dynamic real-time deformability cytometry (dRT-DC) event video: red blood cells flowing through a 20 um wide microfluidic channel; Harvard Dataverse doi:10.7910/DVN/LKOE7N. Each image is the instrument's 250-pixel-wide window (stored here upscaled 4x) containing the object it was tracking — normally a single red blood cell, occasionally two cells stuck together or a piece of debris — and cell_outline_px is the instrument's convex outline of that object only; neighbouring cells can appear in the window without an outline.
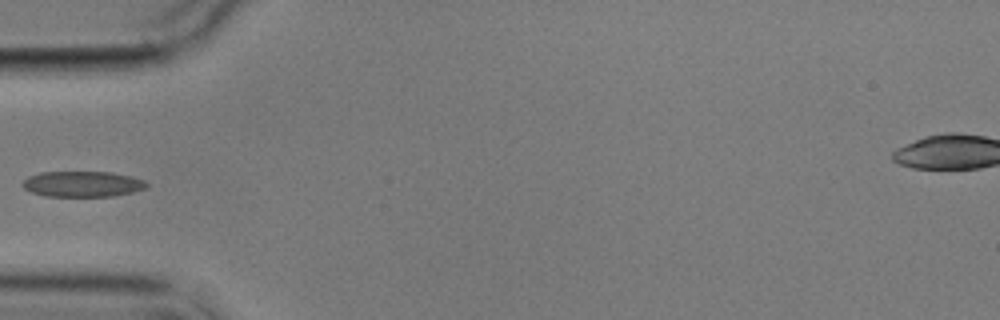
{"species": "common noctule bat (a hibernating species)", "species_latin": "Nyctalus noctula", "temperature_condition": "cold", "stored_images_in_passage": 5, "camera_frame_rate_fps": 3000, "um_per_image_px": 0.085, "animal": {"sex": "male", "body_mass_g": 17.9}, "frame": {"image": 1, "passage_image": 5, "time_ms": 6.0, "image_size_px": [1000, 320], "cell_outline_px": [[148, 184], [144, 188], [132, 192], [112, 196], [48, 196], [32, 192], [24, 188], [20, 184], [28, 176], [40, 172], [112, 172], [132, 176], [144, 180]], "centroid_in_image_um": [7.0, 15.63], "position_along_channel_um": 78.0, "area_um2": 18.5}}